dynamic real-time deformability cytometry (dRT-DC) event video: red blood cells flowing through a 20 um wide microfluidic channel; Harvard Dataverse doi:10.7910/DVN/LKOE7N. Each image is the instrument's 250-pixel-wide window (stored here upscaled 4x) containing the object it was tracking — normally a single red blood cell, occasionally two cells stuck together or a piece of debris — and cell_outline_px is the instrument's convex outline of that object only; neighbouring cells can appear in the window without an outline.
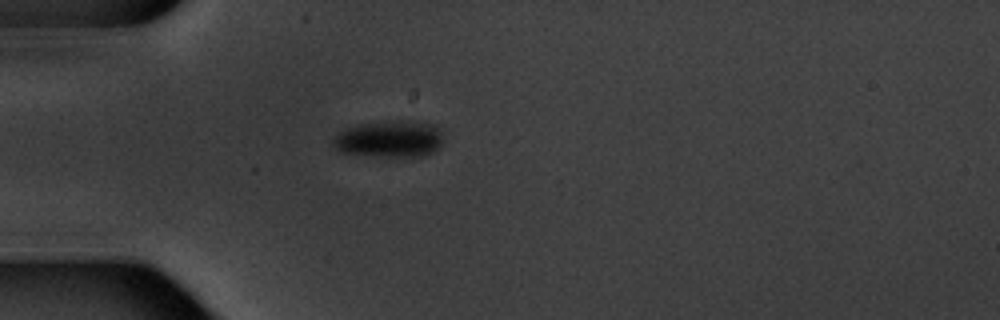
{"species": "common noctule bat (a hibernating species)", "species_latin": "Nyctalus noctula", "temperature_condition": "warm", "stored_images_in_passage": 12, "camera_frame_rate_fps": 3000, "um_per_image_px": 0.085, "animal": {"sex": "male", "body_mass_g": 20.1, "forearm_length_mm": 53.5}, "frame": {"image": 1, "passage_image": 1, "time_ms": 0.0, "image_size_px": [1000, 320], "cell_outline_px": [[440, 148], [424, 156], [380, 156], [340, 152], [332, 148], [332, 136], [336, 132], [360, 124], [392, 120], [400, 120], [436, 124], [440, 132]], "centroid_in_image_um": [33.05, 11.81], "position_along_channel_um": 52.0, "area_um2": 23.7}}
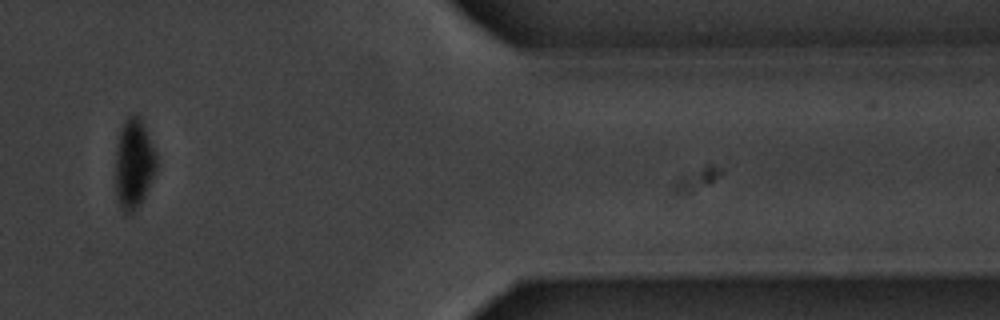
{"frame": {"image": 2, "passage_image": 10, "time_ms": 11.333, "image_size_px": [1000, 320], "cell_outline_px": [[156, 172], [140, 204], [132, 212], [124, 212], [120, 204], [116, 192], [116, 144], [120, 128], [124, 120], [132, 112], [140, 116], [144, 124], [156, 152]], "centroid_in_image_um": [11.38, 13.83], "position_along_channel_um": 400.0, "area_um2": 21.5}, "authors_computed_cell_mechanics": {"area_um2": 24.7384, "velocity_mm_per_s": 3.4576, "shape_relaxation_time_tau1_ms": 4.6998, "shape_relaxation_time_tau2_ms": 0.7563, "deformation_change_tau1": 0.0784, "deformation_change_tau2": 0.0073}}